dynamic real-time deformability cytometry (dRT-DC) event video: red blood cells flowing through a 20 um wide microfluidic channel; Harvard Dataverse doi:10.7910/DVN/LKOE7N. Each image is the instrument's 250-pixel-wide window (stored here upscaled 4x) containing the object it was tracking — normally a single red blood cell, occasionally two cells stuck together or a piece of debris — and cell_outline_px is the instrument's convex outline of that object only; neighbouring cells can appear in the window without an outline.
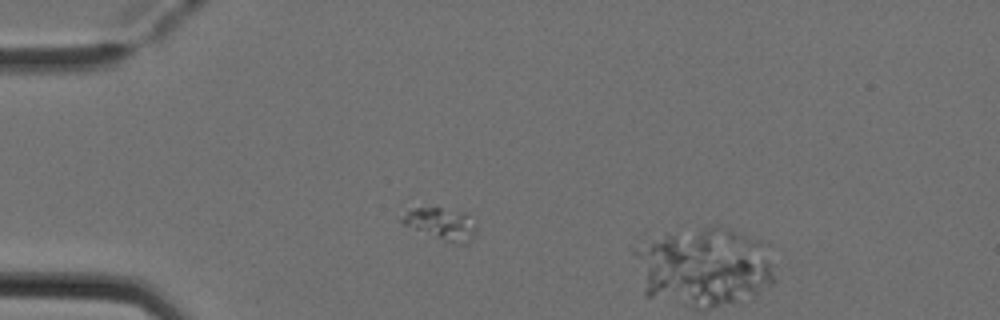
{"species": "Egyptian fruit bat (a non-hibernating species)", "species_latin": "Rousettus aegyptiacus", "temperature_condition": "cold", "stored_images_in_passage": 3, "camera_frame_rate_fps": 3000, "um_per_image_px": 0.085, "animal": {"sex": "female"}, "frame": {"image": 1, "passage_image": 2, "time_ms": 0.333, "image_size_px": [1000, 320], "cell_outline_px": [[476, 232], [472, 236], [460, 244], [452, 244], [400, 224], [400, 220], [408, 212], [416, 208], [440, 208], [464, 212], [476, 228]], "centroid_in_image_um": [37.45, 19.04], "position_along_channel_um": 47.5, "area_um2": 13.41}}